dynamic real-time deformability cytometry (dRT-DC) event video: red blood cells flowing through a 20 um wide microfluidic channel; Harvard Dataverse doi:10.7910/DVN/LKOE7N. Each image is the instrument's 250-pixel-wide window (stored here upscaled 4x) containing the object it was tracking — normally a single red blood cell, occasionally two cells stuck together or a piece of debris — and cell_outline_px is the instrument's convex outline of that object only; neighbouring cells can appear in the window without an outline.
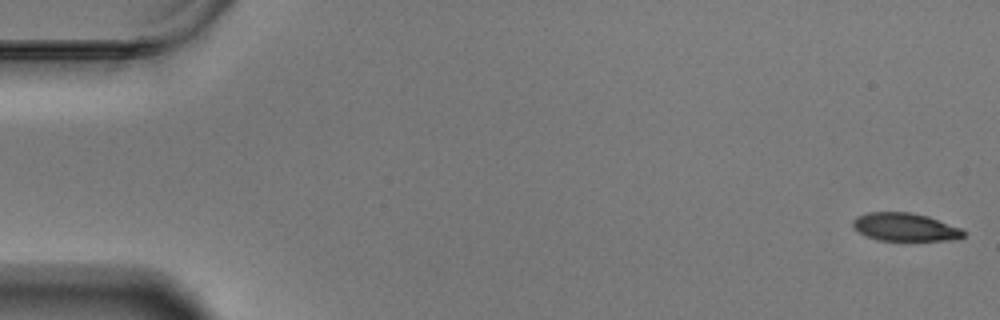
{"species": "Egyptian fruit bat (a non-hibernating species)", "species_latin": "Rousettus aegyptiacus", "temperature_condition": "warm", "stored_images_in_passage": 59, "camera_frame_rate_fps": 3000, "um_per_image_px": 0.085, "animal": {"sex": "male"}, "frame": {"image": 1, "passage_image": 1, "time_ms": 0.0, "image_size_px": [1000, 320], "cell_outline_px": [[964, 236], [952, 240], [880, 240], [868, 236], [852, 228], [852, 220], [856, 216], [868, 212], [912, 212], [928, 216], [960, 228], [964, 232]], "centroid_in_image_um": [76.89, 19.28], "position_along_channel_um": 8.1, "area_um2": 17.98}}
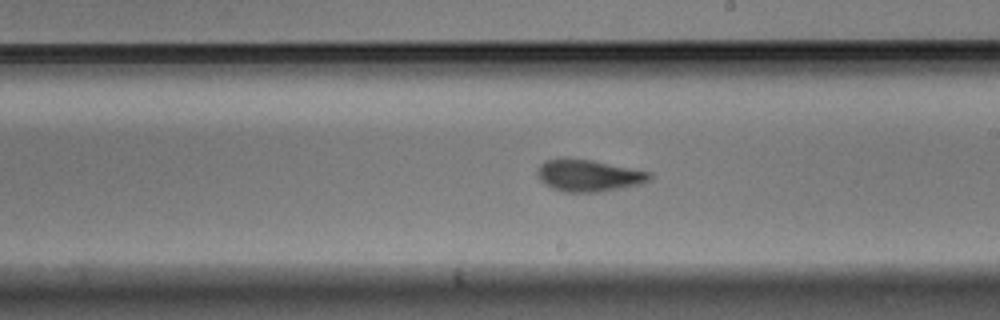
{"frame": {"image": 2, "passage_image": 34, "time_ms": 11.0, "image_size_px": [1000, 320], "cell_outline_px": [[652, 180], [640, 184], [600, 192], [564, 192], [552, 188], [544, 184], [540, 180], [536, 172], [536, 168], [544, 160], [564, 156], [592, 160], [652, 172]], "centroid_in_image_um": [50.0, 14.89], "position_along_channel_um": 239.0, "area_um2": 21.39}}
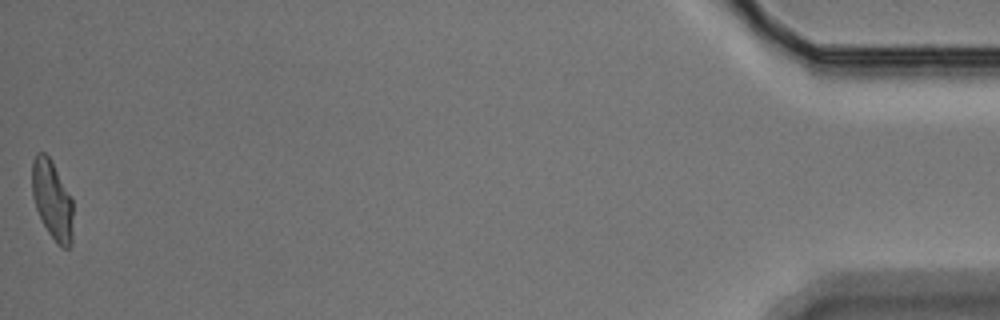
{"frame": {"image": 3, "passage_image": 59, "time_ms": 19.333, "image_size_px": [1000, 320], "cell_outline_px": [[72, 244], [68, 248], [60, 248], [56, 244], [48, 232], [36, 208], [32, 196], [32, 160], [36, 152], [44, 152], [48, 156], [72, 200]], "centroid_in_image_um": [4.42, 17.04], "position_along_channel_um": 430.8, "area_um2": 18.61}, "authors_computed_cell_mechanics": {"area_um2": 19.7676, "velocity_mm_per_s": 3.4358, "shape_relaxation_time_tau1_ms": 6.1505, "shape_relaxation_time_tau2_ms": 2.707, "deformation_change_tau1": 0.1742, "deformation_change_tau2": 0.09}}